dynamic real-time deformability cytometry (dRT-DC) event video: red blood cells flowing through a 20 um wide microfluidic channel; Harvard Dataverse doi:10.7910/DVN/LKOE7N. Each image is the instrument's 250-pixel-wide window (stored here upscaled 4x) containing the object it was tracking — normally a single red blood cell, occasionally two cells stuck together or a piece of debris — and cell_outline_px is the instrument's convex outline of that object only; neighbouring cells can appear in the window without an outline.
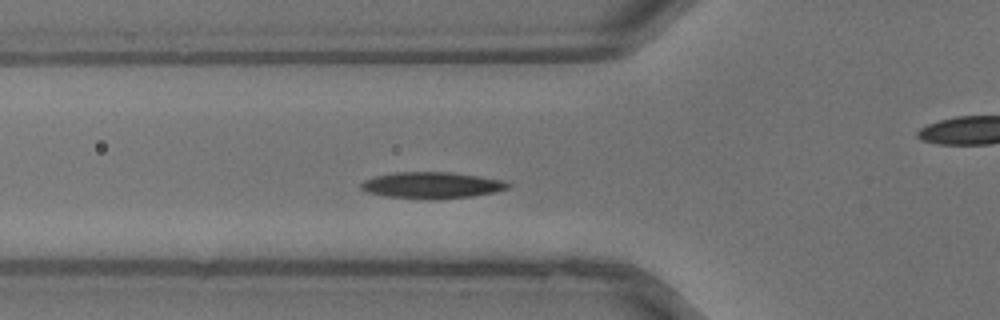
{"species": "common noctule bat (a hibernating species)", "species_latin": "Nyctalus noctula", "temperature_condition": "warm", "stored_images_in_passage": 35, "camera_frame_rate_fps": 3000, "um_per_image_px": 0.085, "animal": {"sex": "male", "body_mass_g": 13.3}, "frame": {"image": 1, "passage_image": 10, "time_ms": 3.0, "image_size_px": [1000, 320], "cell_outline_px": [[512, 184], [508, 188], [492, 192], [472, 196], [388, 196], [368, 192], [360, 188], [360, 184], [364, 180], [372, 176], [392, 172], [452, 172], [480, 176], [504, 180]], "centroid_in_image_um": [36.7, 15.67], "position_along_channel_um": 89.1, "area_um2": 21.5}}
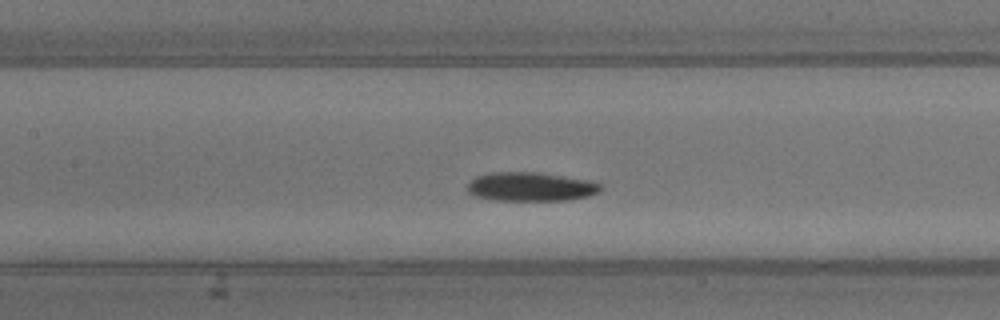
{"frame": {"image": 2, "passage_image": 14, "time_ms": 4.333, "image_size_px": [1000, 320], "cell_outline_px": [[600, 192], [588, 196], [568, 200], [496, 200], [472, 196], [468, 192], [468, 184], [476, 176], [492, 172], [536, 172], [588, 180], [600, 184]], "centroid_in_image_um": [45.08, 15.87], "position_along_channel_um": 162.3, "area_um2": 22.31}}
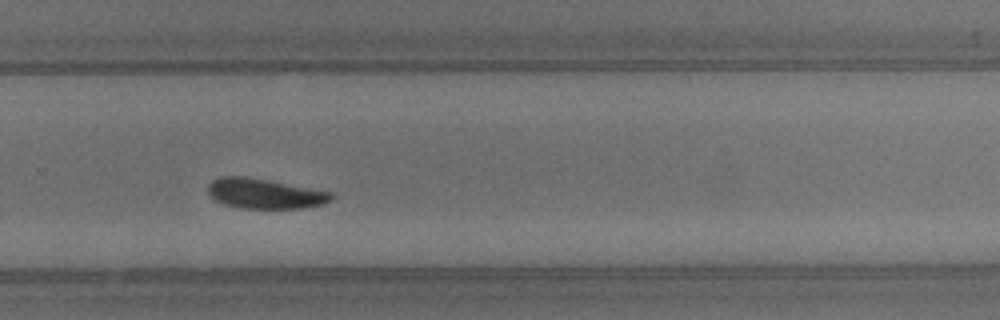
{"frame": {"image": 3, "passage_image": 22, "time_ms": 7.0, "image_size_px": [1000, 320], "cell_outline_px": [[332, 200], [324, 204], [304, 208], [240, 208], [224, 204], [216, 200], [208, 192], [208, 184], [212, 180], [220, 176], [244, 176], [332, 192]], "centroid_in_image_um": [22.49, 16.46], "position_along_channel_um": 307.3, "area_um2": 21.39}}